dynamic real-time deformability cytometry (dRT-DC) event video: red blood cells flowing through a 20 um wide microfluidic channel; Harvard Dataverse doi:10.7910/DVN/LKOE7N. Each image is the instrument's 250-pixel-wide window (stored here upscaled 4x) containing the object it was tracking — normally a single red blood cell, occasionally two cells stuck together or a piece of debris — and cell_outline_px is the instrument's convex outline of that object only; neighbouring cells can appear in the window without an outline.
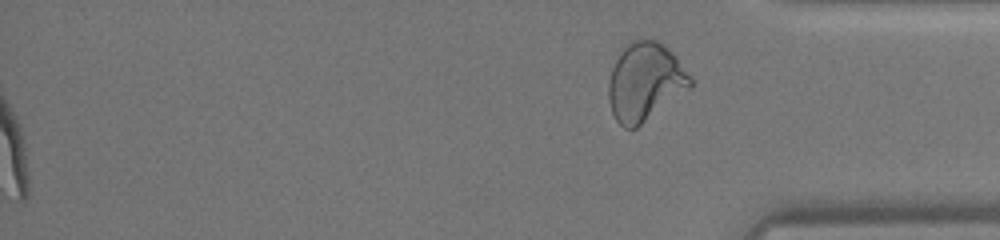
{"species": "human", "species_latin": "Homo sapiens", "temperature_condition": "warm", "stored_images_in_passage": 47, "segment_of_instrument_passage": [2, 2], "camera_frame_rate_fps": 3000, "um_per_image_px": 0.085, "donor": {"sex": "female"}, "frame": {"image": 1, "passage_image": 47, "time_ms": 15.333, "image_size_px": [1000, 240], "cell_outline_px": [[692, 88], [636, 128], [624, 128], [616, 120], [612, 112], [608, 100], [608, 84], [612, 68], [620, 52], [632, 40], [656, 40], [664, 44], [676, 56], [692, 80]], "centroid_in_image_um": [54.83, 6.97], "position_along_channel_um": 380.4, "area_um2": 37.17}}